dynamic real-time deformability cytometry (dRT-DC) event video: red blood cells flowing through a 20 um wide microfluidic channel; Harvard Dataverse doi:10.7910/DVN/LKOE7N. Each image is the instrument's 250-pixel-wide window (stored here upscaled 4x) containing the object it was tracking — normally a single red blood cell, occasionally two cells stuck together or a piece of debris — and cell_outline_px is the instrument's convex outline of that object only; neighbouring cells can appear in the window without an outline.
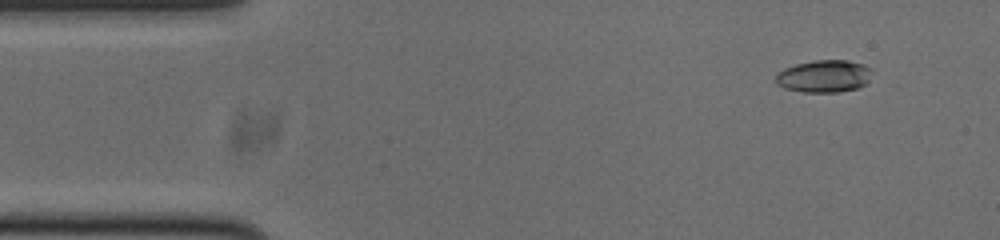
{"species": "common noctule bat (a hibernating species)", "species_latin": "Nyctalus noctula", "temperature_condition": "cold", "stored_images_in_passage": 17, "camera_frame_rate_fps": 3000, "um_per_image_px": 0.085, "animal": {"sex": "male", "body_mass_g": 20.0, "forearm_length_mm": 53.3}, "frame": {"image": 1, "passage_image": 5, "time_ms": 1.333, "image_size_px": [1000, 240], "cell_outline_px": [[872, 68], [868, 80], [864, 84], [856, 88], [840, 92], [804, 92], [784, 88], [776, 84], [776, 76], [784, 68], [796, 64], [816, 60], [848, 60], [864, 64]], "centroid_in_image_um": [70.05, 6.47], "position_along_channel_um": 15.0, "area_um2": 18.09}}
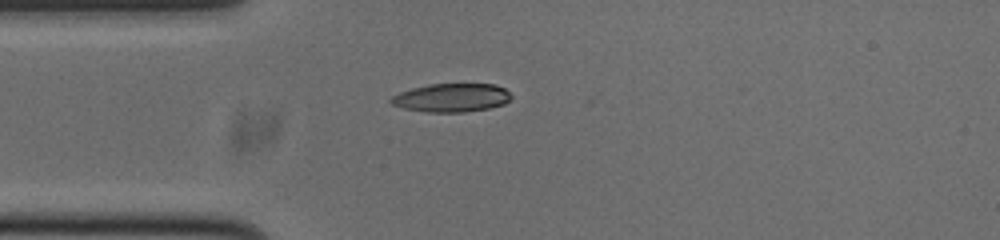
{"frame": {"image": 2, "passage_image": 14, "time_ms": 4.333, "image_size_px": [1000, 240], "cell_outline_px": [[512, 96], [504, 104], [488, 108], [464, 112], [428, 112], [404, 108], [392, 104], [388, 100], [392, 96], [400, 92], [412, 88], [428, 84], [496, 84], [504, 88]], "centroid_in_image_um": [38.37, 8.3], "position_along_channel_um": 46.6, "area_um2": 19.88}}